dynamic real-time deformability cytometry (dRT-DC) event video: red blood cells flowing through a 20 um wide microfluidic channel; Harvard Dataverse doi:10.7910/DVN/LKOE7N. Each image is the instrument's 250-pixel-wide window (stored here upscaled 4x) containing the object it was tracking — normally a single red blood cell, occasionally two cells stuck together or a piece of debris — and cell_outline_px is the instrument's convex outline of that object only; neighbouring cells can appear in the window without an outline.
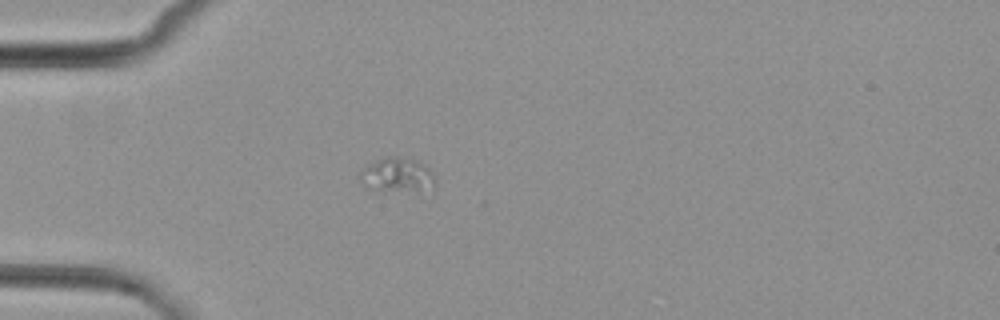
{"species": "common noctule bat (a hibernating species)", "species_latin": "Nyctalus noctula", "temperature_condition": "cold", "stored_images_in_passage": 2, "camera_frame_rate_fps": 3000, "um_per_image_px": 0.085, "animal": {"sex": "female", "body_mass_g": 29.2, "forearm_length_mm": 56.3}, "frame": {"image": 1, "passage_image": 2, "time_ms": 1.667, "image_size_px": [1000, 320], "cell_outline_px": [[436, 184], [416, 192], [384, 192], [372, 188], [364, 184], [360, 180], [360, 172], [364, 168], [388, 156], [396, 156], [416, 160], [428, 164], [436, 180]], "centroid_in_image_um": [33.83, 14.9], "position_along_channel_um": 51.2, "area_um2": 15.2}}